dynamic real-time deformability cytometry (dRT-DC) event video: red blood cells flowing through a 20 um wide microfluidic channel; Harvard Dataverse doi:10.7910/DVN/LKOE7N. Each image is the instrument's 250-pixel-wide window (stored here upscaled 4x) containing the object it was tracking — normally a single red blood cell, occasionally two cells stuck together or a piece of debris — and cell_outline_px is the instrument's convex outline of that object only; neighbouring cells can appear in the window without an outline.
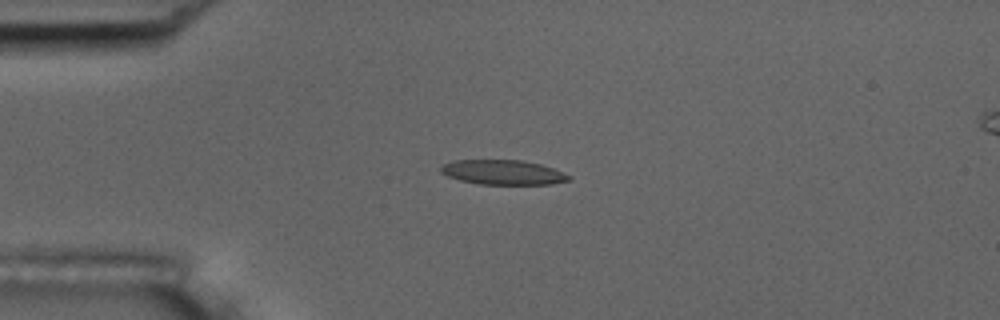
{"species": "common noctule bat (a hibernating species)", "species_latin": "Nyctalus noctula", "temperature_condition": "room temperature", "stored_images_in_passage": 55, "camera_frame_rate_fps": 3000, "um_per_image_px": 0.085, "animal": {"sex": "male", "body_mass_g": 17.5, "forearm_length_mm": 52.3}, "frame": {"image": 1, "passage_image": 13, "time_ms": 4.0, "image_size_px": [1000, 320], "cell_outline_px": [[572, 180], [552, 184], [480, 184], [460, 180], [448, 176], [440, 172], [440, 164], [452, 160], [524, 160], [540, 164], [552, 168], [572, 176]], "centroid_in_image_um": [42.74, 14.64], "position_along_channel_um": 42.3, "area_um2": 18.55}}
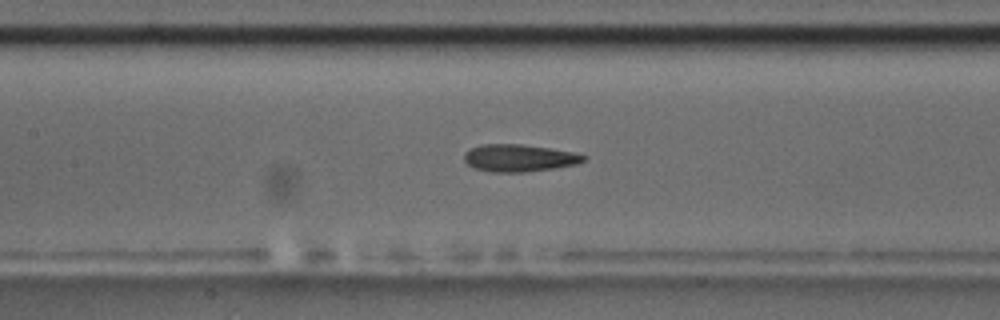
{"frame": {"image": 2, "passage_image": 25, "time_ms": 8.0, "image_size_px": [1000, 320], "cell_outline_px": [[588, 156], [584, 160], [576, 164], [552, 168], [524, 172], [492, 172], [472, 168], [464, 160], [464, 152], [480, 144], [524, 144], [576, 152]], "centroid_in_image_um": [44.11, 13.42], "position_along_channel_um": 163.3, "area_um2": 19.07}}
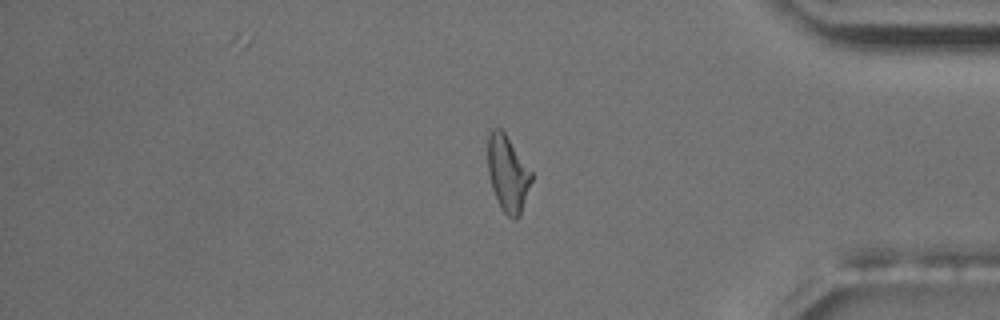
{"frame": {"image": 3, "passage_image": 46, "time_ms": 15.0, "image_size_px": [1000, 320], "cell_outline_px": [[532, 180], [520, 216], [516, 220], [508, 216], [504, 212], [492, 188], [488, 172], [488, 128], [500, 128], [504, 132], [532, 172]], "centroid_in_image_um": [43.15, 14.73], "position_along_channel_um": 392.0, "area_um2": 19.19}, "authors_computed_cell_mechanics": {"area_um2": 18.9006, "velocity_mm_per_s": 3.6113, "shape_relaxation_time_tau1_ms": 7.805, "shape_relaxation_time_tau2_ms": 2.9839, "deformation_change_tau1": 0.2202, "deformation_change_tau2": 0.1047}}